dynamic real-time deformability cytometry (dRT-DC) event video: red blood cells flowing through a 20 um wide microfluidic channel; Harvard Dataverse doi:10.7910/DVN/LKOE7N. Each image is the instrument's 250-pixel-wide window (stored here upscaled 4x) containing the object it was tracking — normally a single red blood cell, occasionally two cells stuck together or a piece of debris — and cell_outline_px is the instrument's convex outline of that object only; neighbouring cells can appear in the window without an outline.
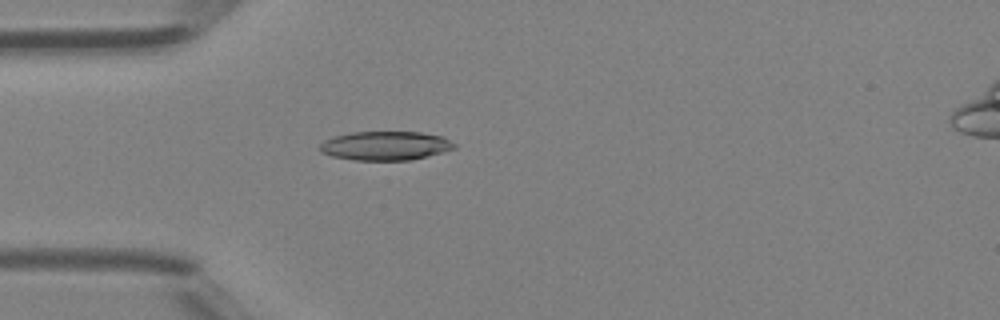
{"species": "Egyptian fruit bat (a non-hibernating species)", "species_latin": "Rousettus aegyptiacus", "temperature_condition": "room temperature", "stored_images_in_passage": 37, "camera_frame_rate_fps": 3000, "um_per_image_px": 0.085, "animal": {"sex": "female"}, "frame": {"image": 1, "passage_image": 3, "time_ms": 0.667, "image_size_px": [1000, 320], "cell_outline_px": [[456, 148], [444, 152], [428, 156], [408, 160], [352, 160], [332, 156], [320, 152], [320, 144], [324, 140], [332, 136], [352, 132], [420, 132], [444, 136], [456, 144]], "centroid_in_image_um": [32.77, 12.38], "position_along_channel_um": 52.2, "area_um2": 22.89}}
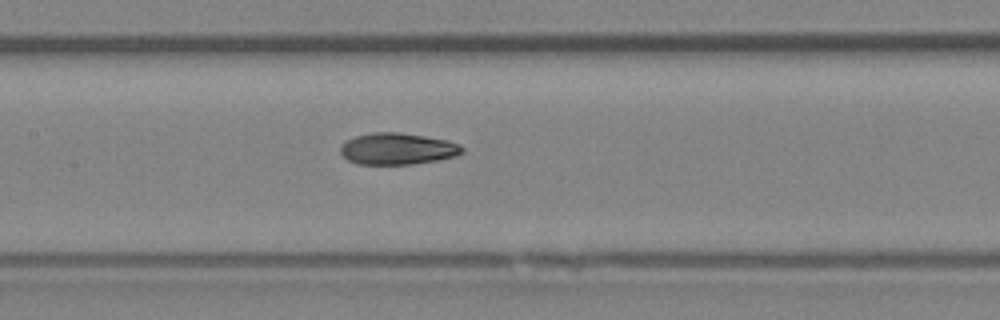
{"frame": {"image": 2, "passage_image": 12, "time_ms": 3.667, "image_size_px": [1000, 320], "cell_outline_px": [[464, 152], [456, 156], [436, 160], [412, 164], [360, 164], [348, 160], [340, 152], [340, 144], [356, 136], [372, 132], [400, 132], [448, 140], [460, 144], [464, 148]], "centroid_in_image_um": [33.8, 12.64], "position_along_channel_um": 173.6, "area_um2": 22.43}}
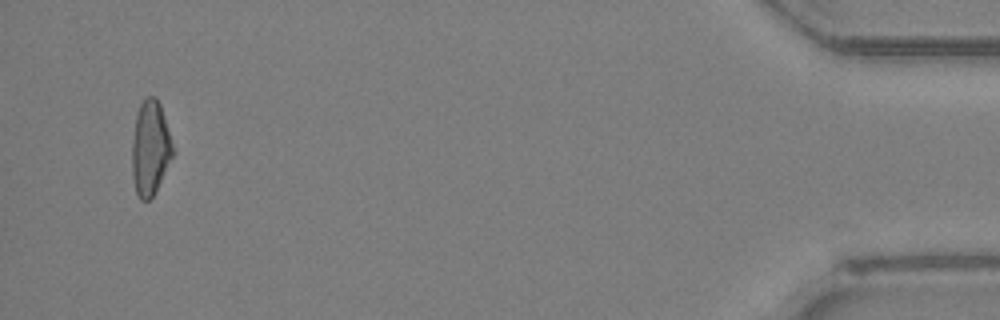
{"frame": {"image": 3, "passage_image": 35, "time_ms": 11.333, "image_size_px": [1000, 320], "cell_outline_px": [[176, 152], [156, 192], [148, 200], [140, 200], [136, 192], [132, 176], [132, 140], [136, 116], [140, 104], [148, 96], [156, 96], [160, 104]], "centroid_in_image_um": [12.8, 12.61], "position_along_channel_um": 422.4, "area_um2": 22.83}, "authors_computed_cell_mechanics": {"area_um2": 22.7732, "velocity_mm_per_s": 4.3412, "shape_relaxation_time_tau1_ms": 5.5939, "shape_relaxation_time_tau2_ms": 2.5336, "deformation_change_tau1": 0.1981, "deformation_change_tau2": 0.0807}}